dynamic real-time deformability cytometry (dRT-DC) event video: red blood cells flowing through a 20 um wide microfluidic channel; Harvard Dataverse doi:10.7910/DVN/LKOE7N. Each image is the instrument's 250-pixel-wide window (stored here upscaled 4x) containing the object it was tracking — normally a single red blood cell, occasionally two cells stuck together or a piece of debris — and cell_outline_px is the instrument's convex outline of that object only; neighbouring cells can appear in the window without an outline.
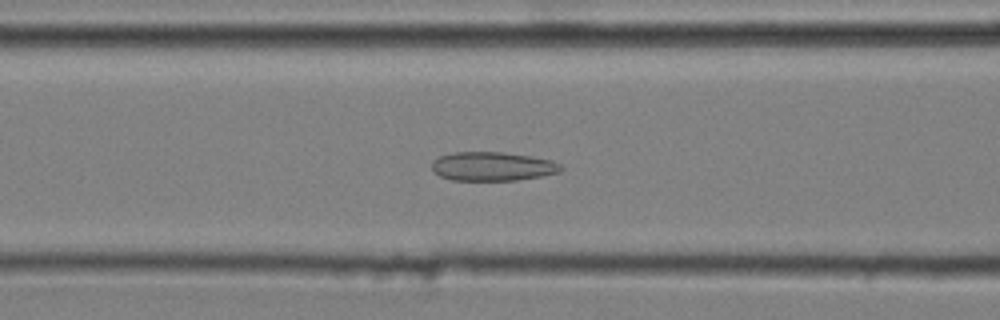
{"species": "common noctule bat (a hibernating species)", "species_latin": "Nyctalus noctula", "temperature_condition": "cold", "stored_images_in_passage": 53, "camera_frame_rate_fps": 3000, "um_per_image_px": 0.085, "animal": {"sex": "male", "body_mass_g": 20.4}, "frame": {"image": 1, "passage_image": 22, "time_ms": 7.0, "image_size_px": [1000, 320], "cell_outline_px": [[564, 168], [560, 172], [540, 176], [516, 180], [452, 180], [440, 176], [432, 172], [432, 160], [440, 156], [452, 152], [504, 152], [532, 156], [552, 160], [560, 164]], "centroid_in_image_um": [41.85, 14.13], "position_along_channel_um": 124.7, "area_um2": 21.91}}
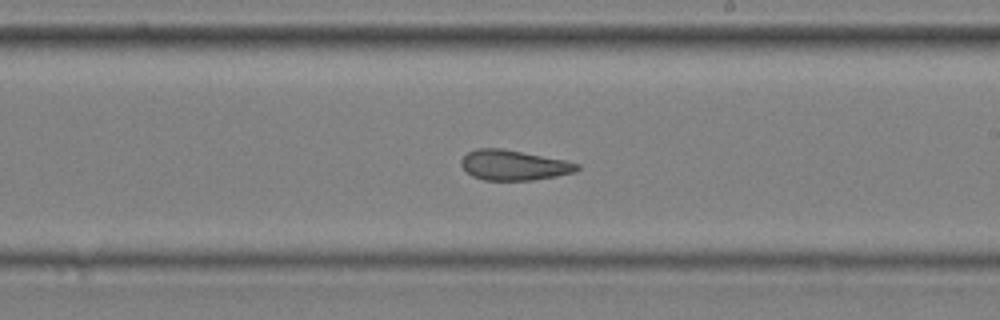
{"frame": {"image": 2, "passage_image": 32, "time_ms": 10.333, "image_size_px": [1000, 320], "cell_outline_px": [[580, 168], [576, 172], [556, 176], [532, 180], [484, 180], [472, 176], [460, 164], [460, 160], [468, 152], [476, 148], [500, 148], [564, 160], [580, 164]], "centroid_in_image_um": [43.66, 14.04], "position_along_channel_um": 245.3, "area_um2": 20.23}}
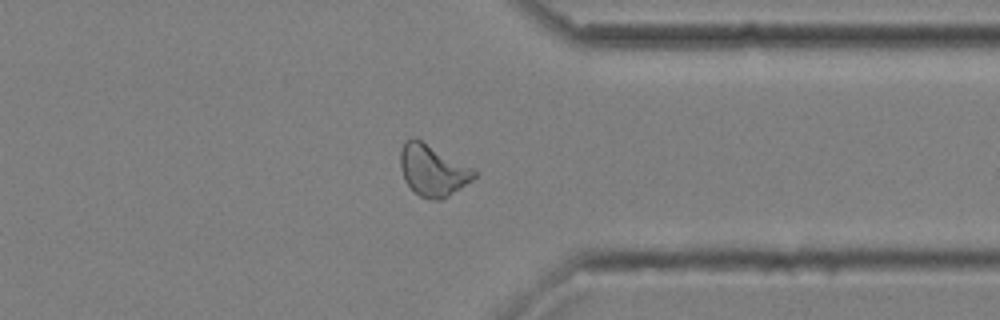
{"frame": {"image": 3, "passage_image": 43, "time_ms": 14.0, "image_size_px": [1000, 320], "cell_outline_px": [[476, 176], [472, 180], [448, 196], [440, 200], [436, 200], [420, 196], [404, 180], [400, 168], [400, 152], [404, 140], [412, 136], [420, 140], [472, 168], [476, 172]], "centroid_in_image_um": [36.74, 14.47], "position_along_channel_um": 374.7, "area_um2": 21.68}, "authors_computed_cell_mechanics": {"area_um2": 21.7328, "velocity_mm_per_s": 3.6236, "shape_relaxation_time_tau1_ms": null, "shape_relaxation_time_tau2_ms": 2.6772, "deformation_change_tau1": null, "deformation_change_tau2": 0.1078}}